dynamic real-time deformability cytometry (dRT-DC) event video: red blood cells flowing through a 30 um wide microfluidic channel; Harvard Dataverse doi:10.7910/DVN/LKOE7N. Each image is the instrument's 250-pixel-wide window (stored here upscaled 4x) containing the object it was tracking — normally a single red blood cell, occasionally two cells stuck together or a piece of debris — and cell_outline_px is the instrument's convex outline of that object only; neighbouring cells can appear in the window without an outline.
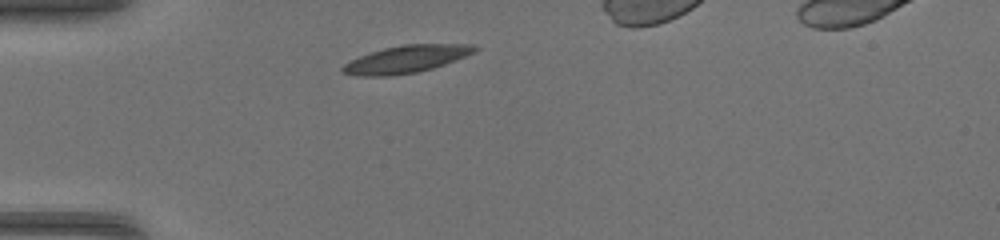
{"species": "common noctule bat (a hibernating species)", "species_latin": "Nyctalus noctula", "temperature_condition": "warm", "stored_images_in_passage": 29, "camera_frame_rate_fps": 3000, "um_per_image_px": 0.085, "animal": {"sex": "female", "body_mass_g": 17.0, "forearm_length_mm": 48.0}, "frame": {"image": 1, "passage_image": 1, "time_ms": 0.0, "image_size_px": [1000, 240], "cell_outline_px": [[480, 48], [476, 52], [444, 64], [432, 68], [416, 72], [392, 76], [356, 76], [340, 72], [340, 68], [344, 64], [360, 56], [384, 48], [404, 44], [476, 44]], "centroid_in_image_um": [34.54, 5.03], "position_along_channel_um": 50.5, "area_um2": 21.1}}
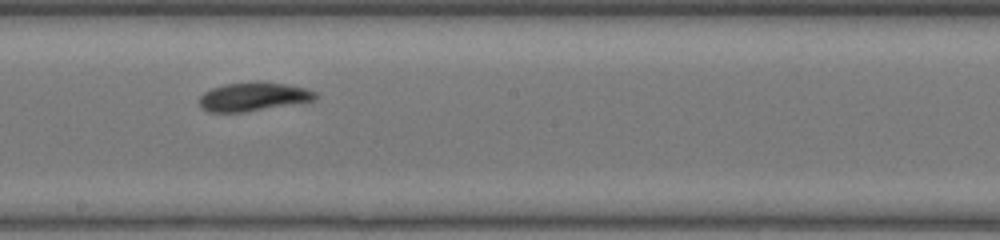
{"frame": {"image": 2, "passage_image": 14, "time_ms": 4.333, "image_size_px": [1000, 240], "cell_outline_px": [[320, 96], [316, 100], [244, 112], [208, 112], [200, 108], [200, 96], [204, 92], [212, 88], [224, 84], [256, 80], [284, 84], [304, 88], [316, 92]], "centroid_in_image_um": [21.52, 8.21], "position_along_channel_um": 226.7, "area_um2": 19.59}}
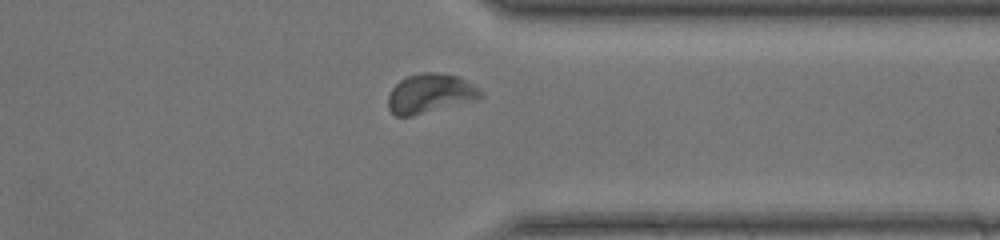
{"frame": {"image": 3, "passage_image": 24, "time_ms": 7.667, "image_size_px": [1000, 240], "cell_outline_px": [[484, 96], [476, 100], [412, 116], [396, 116], [388, 108], [388, 96], [392, 88], [400, 80], [408, 76], [424, 72], [432, 72], [460, 76], [484, 92]], "centroid_in_image_um": [36.58, 7.95], "position_along_channel_um": 374.8, "area_um2": 21.21}}